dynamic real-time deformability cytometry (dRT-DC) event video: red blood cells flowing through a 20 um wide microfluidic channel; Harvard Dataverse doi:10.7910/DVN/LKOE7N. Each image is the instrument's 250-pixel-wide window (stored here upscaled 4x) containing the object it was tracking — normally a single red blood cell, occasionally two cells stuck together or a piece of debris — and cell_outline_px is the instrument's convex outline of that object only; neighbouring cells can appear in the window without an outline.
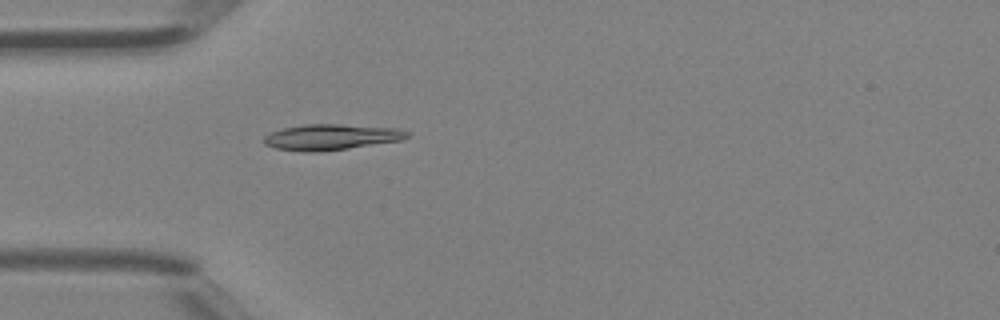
{"species": "Egyptian fruit bat (a non-hibernating species)", "species_latin": "Rousettus aegyptiacus", "temperature_condition": "room temperature", "stored_images_in_passage": 4, "camera_frame_rate_fps": 3000, "um_per_image_px": 0.085, "animal": {"sex": "female"}, "frame": {"image": 1, "passage_image": 4, "time_ms": 1.0, "image_size_px": [1000, 320], "cell_outline_px": [[412, 132], [408, 136], [400, 140], [348, 148], [316, 152], [304, 152], [276, 148], [264, 144], [264, 136], [272, 132], [284, 128], [304, 124], [340, 124], [396, 128]], "centroid_in_image_um": [28.14, 11.64], "position_along_channel_um": 56.9, "area_um2": 21.33}}